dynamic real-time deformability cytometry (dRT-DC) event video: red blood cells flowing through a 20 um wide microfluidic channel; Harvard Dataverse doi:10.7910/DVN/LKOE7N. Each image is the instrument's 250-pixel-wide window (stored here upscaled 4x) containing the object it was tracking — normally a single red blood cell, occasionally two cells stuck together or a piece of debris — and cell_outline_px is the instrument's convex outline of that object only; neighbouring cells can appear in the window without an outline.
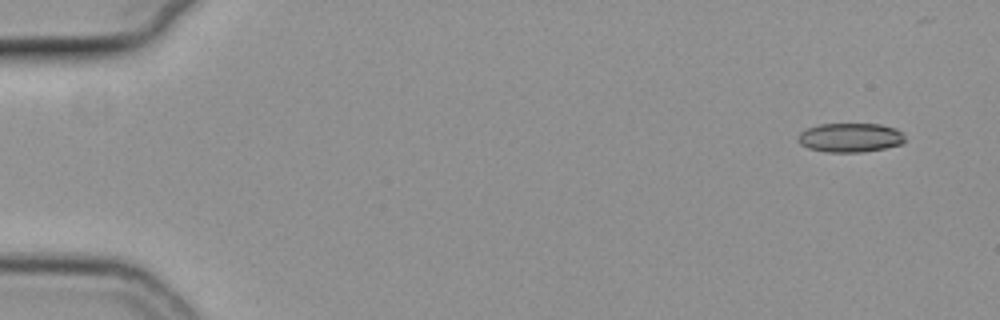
{"species": "common noctule bat (a hibernating species)", "species_latin": "Nyctalus noctula", "temperature_condition": "cold", "stored_images_in_passage": 16, "camera_frame_rate_fps": 3000, "um_per_image_px": 0.085, "animal": {"sex": "female", "body_mass_g": 19.3, "forearm_length_mm": 54.1}, "frame": {"image": 1, "passage_image": 1, "time_ms": 0.0, "image_size_px": [1000, 320], "cell_outline_px": [[904, 144], [864, 152], [828, 152], [808, 148], [800, 144], [796, 140], [796, 136], [800, 132], [808, 128], [820, 124], [880, 124], [896, 128], [904, 136]], "centroid_in_image_um": [72.25, 11.7], "position_along_channel_um": 12.8, "area_um2": 18.26}}